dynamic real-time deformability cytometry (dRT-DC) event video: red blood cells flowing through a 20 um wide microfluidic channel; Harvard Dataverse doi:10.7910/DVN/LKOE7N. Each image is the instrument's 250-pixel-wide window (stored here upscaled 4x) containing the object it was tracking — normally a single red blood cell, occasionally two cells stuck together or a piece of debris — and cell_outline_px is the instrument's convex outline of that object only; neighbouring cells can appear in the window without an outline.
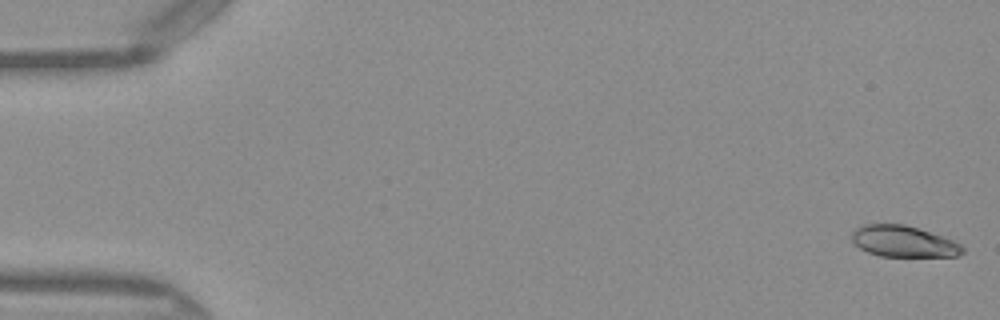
{"species": "Egyptian fruit bat (a non-hibernating species)", "species_latin": "Rousettus aegyptiacus", "temperature_condition": "warm", "stored_images_in_passage": 51, "camera_frame_rate_fps": 3000, "um_per_image_px": 0.085, "frame": {"image": 1, "passage_image": 1, "time_ms": 0.0, "image_size_px": [1000, 320], "cell_outline_px": [[964, 252], [956, 256], [880, 256], [868, 252], [860, 248], [852, 240], [852, 232], [856, 228], [864, 224], [904, 224], [952, 240], [960, 244], [964, 248]], "centroid_in_image_um": [76.77, 20.52], "position_along_channel_um": 8.2, "area_um2": 19.83}}
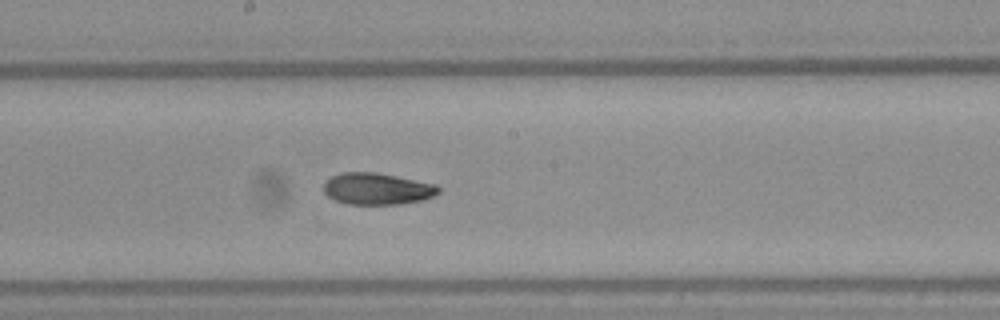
{"frame": {"image": 2, "passage_image": 27, "time_ms": 8.667, "image_size_px": [1000, 320], "cell_outline_px": [[440, 192], [424, 200], [400, 204], [348, 204], [336, 200], [328, 196], [324, 192], [324, 184], [332, 176], [344, 172], [376, 172], [436, 184], [440, 188]], "centroid_in_image_um": [32.08, 16.05], "position_along_channel_um": 216.1, "area_um2": 21.1}}
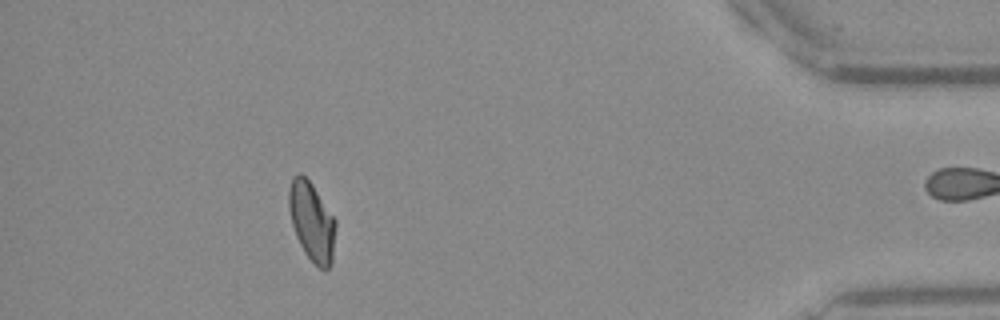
{"frame": {"image": 3, "passage_image": 45, "time_ms": 14.667, "image_size_px": [1000, 320], "cell_outline_px": [[336, 224], [332, 264], [328, 268], [320, 268], [304, 252], [296, 236], [292, 224], [288, 208], [288, 188], [292, 176], [300, 172], [312, 184], [336, 220]], "centroid_in_image_um": [26.49, 18.79], "position_along_channel_um": 408.7, "area_um2": 21.5}}